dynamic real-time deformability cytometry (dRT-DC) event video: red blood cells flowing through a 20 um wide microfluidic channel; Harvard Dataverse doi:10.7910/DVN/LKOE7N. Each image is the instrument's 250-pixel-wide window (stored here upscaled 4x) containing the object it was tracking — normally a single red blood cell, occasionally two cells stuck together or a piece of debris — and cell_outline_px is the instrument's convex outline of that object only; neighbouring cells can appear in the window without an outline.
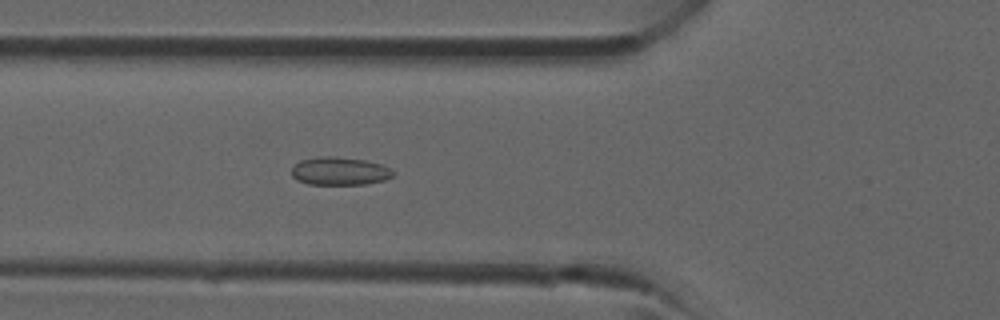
{"species": "common noctule bat (a hibernating species)", "species_latin": "Nyctalus noctula", "temperature_condition": "room temperature", "stored_images_in_passage": 35, "camera_frame_rate_fps": 3000, "um_per_image_px": 0.085, "animal": {"sex": "male", "forearm_length_mm": 52.5}, "frame": {"image": 1, "passage_image": 13, "time_ms": 4.0, "image_size_px": [1000, 320], "cell_outline_px": [[396, 172], [392, 176], [384, 180], [364, 184], [308, 184], [296, 180], [292, 176], [292, 168], [300, 160], [320, 156], [332, 156], [364, 160], [380, 164], [392, 168]], "centroid_in_image_um": [28.87, 14.54], "position_along_channel_um": 96.9, "area_um2": 16.59}}
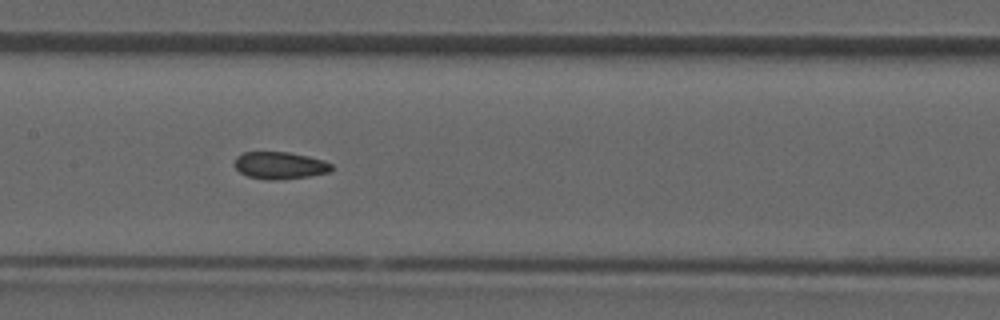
{"frame": {"image": 2, "passage_image": 18, "time_ms": 5.667, "image_size_px": [1000, 320], "cell_outline_px": [[336, 168], [332, 172], [308, 176], [280, 180], [268, 180], [248, 176], [240, 172], [236, 168], [236, 156], [244, 152], [288, 152], [308, 156], [324, 160], [332, 164]], "centroid_in_image_um": [23.86, 14.06], "position_along_channel_um": 183.5, "area_um2": 15.49}}
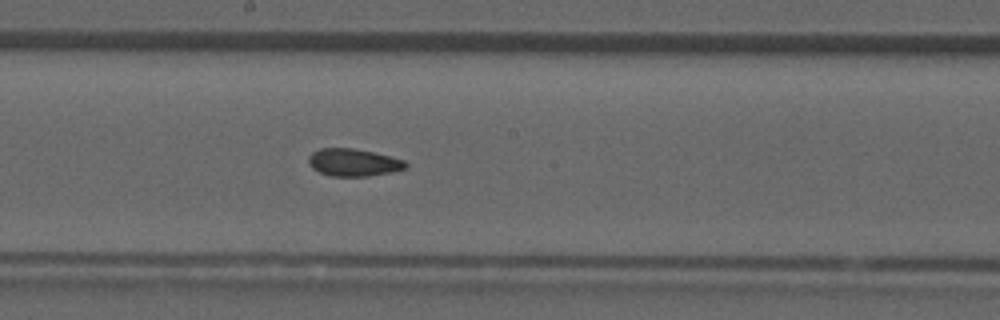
{"frame": {"image": 3, "passage_image": 20, "time_ms": 6.333, "image_size_px": [1000, 320], "cell_outline_px": [[408, 168], [392, 172], [368, 176], [332, 176], [320, 172], [312, 168], [308, 164], [308, 156], [312, 152], [320, 148], [352, 148], [372, 152], [404, 160], [408, 164]], "centroid_in_image_um": [30.03, 13.81], "position_along_channel_um": 218.2, "area_um2": 15.55}}